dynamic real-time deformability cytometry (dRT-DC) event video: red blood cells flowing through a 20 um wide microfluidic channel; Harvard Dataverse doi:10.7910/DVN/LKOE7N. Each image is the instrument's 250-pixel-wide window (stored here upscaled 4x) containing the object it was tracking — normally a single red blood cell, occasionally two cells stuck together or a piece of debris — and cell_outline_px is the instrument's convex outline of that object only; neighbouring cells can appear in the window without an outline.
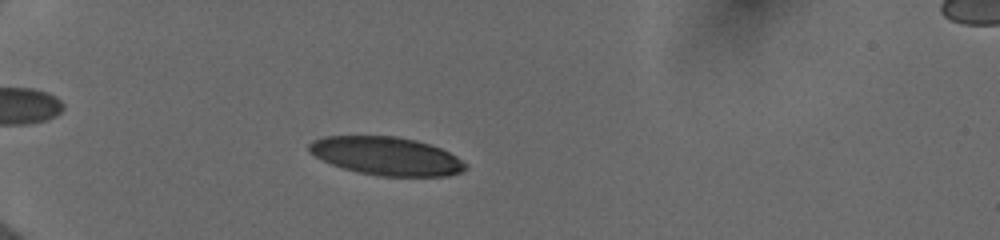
{"species": "human", "species_latin": "Homo sapiens", "temperature_condition": "cold", "stored_images_in_passage": 47, "camera_frame_rate_fps": 3000, "um_per_image_px": 0.085, "donor": {"sex": "female"}, "frame": {"image": 1, "passage_image": 11, "time_ms": 3.333, "image_size_px": [1000, 240], "cell_outline_px": [[468, 168], [460, 172], [448, 176], [380, 176], [360, 172], [344, 168], [332, 164], [308, 152], [308, 144], [312, 140], [324, 136], [396, 136], [416, 140], [440, 148], [456, 156], [468, 164]], "centroid_in_image_um": [32.85, 13.26], "position_along_channel_um": 52.1, "area_um2": 34.8}}
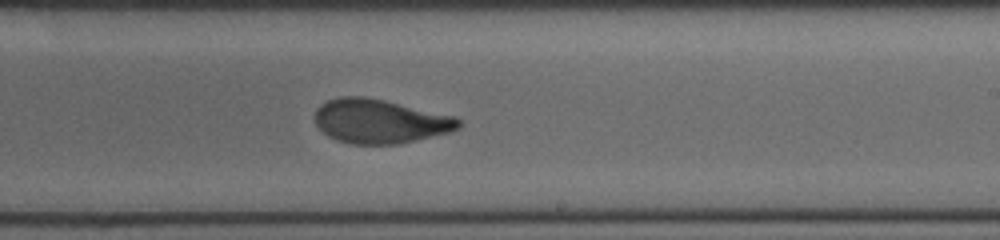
{"frame": {"image": 2, "passage_image": 29, "time_ms": 9.333, "image_size_px": [1000, 240], "cell_outline_px": [[460, 128], [452, 132], [400, 144], [352, 144], [336, 140], [328, 136], [316, 124], [316, 108], [320, 104], [328, 100], [340, 96], [364, 96], [384, 100], [456, 116], [460, 120]], "centroid_in_image_um": [32.32, 10.31], "position_along_channel_um": 256.7, "area_um2": 37.11}}
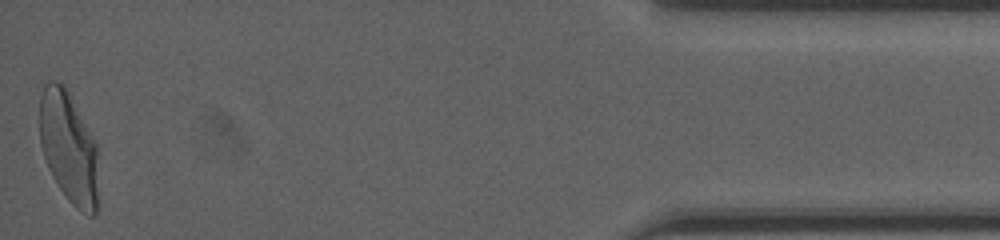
{"frame": {"image": 3, "passage_image": 47, "time_ms": 15.333, "image_size_px": [1000, 240], "cell_outline_px": [[96, 216], [88, 216], [80, 212], [68, 200], [52, 176], [48, 168], [40, 144], [40, 96], [44, 84], [48, 80], [56, 80], [64, 84], [96, 144]], "centroid_in_image_um": [5.8, 12.52], "position_along_channel_um": 429.4, "area_um2": 37.74}, "authors_computed_cell_mechanics": {"area_um2": 36.9342, "velocity_mm_per_s": 3.991, "shape_relaxation_time_tau1_ms": 6.0226, "shape_relaxation_time_tau2_ms": 0.9458, "deformation_change_tau1": 0.2066, "deformation_change_tau2": 0.0707}}